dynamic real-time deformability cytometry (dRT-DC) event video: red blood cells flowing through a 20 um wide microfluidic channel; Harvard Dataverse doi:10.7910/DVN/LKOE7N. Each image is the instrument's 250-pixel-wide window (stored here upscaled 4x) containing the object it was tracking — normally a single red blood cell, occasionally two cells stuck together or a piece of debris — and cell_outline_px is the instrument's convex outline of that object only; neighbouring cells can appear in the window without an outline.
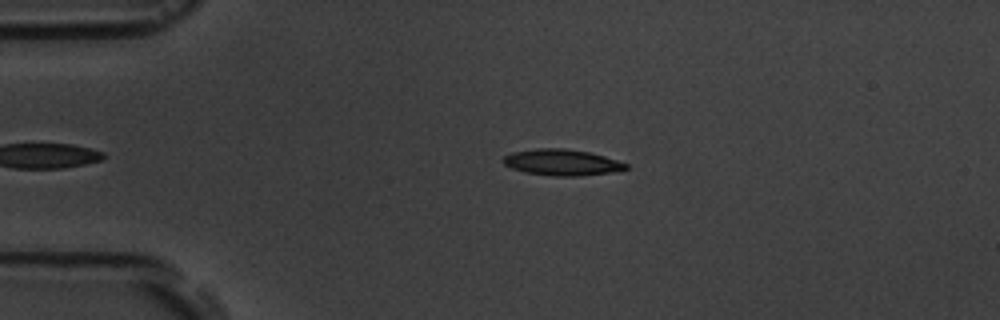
{"species": "common noctule bat (a hibernating species)", "species_latin": "Nyctalus noctula", "temperature_condition": "room temperature", "stored_images_in_passage": 2, "camera_frame_rate_fps": 3000, "um_per_image_px": 0.085, "animal": {"sex": "male", "body_mass_g": 19.5, "forearm_length_mm": 54.6}, "frame": {"image": 1, "passage_image": 1, "time_ms": 0.0, "image_size_px": [1000, 320], "cell_outline_px": [[628, 168], [608, 172], [580, 176], [552, 176], [524, 172], [512, 168], [504, 164], [500, 160], [504, 156], [512, 152], [536, 148], [564, 148], [588, 152], [604, 156], [628, 164]], "centroid_in_image_um": [47.69, 13.8], "position_along_channel_um": 37.3, "area_um2": 18.61}}